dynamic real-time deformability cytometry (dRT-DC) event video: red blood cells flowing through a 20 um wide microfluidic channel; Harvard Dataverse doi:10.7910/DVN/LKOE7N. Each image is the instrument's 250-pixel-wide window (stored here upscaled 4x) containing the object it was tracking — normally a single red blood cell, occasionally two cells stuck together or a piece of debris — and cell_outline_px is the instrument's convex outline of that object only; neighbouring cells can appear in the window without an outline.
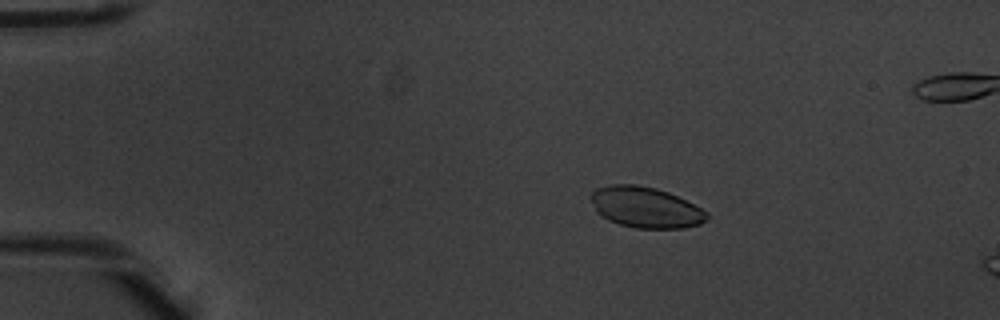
{"species": "common noctule bat (a hibernating species)", "species_latin": "Nyctalus noctula", "temperature_condition": "warm", "stored_images_in_passage": 5, "camera_frame_rate_fps": 3000, "um_per_image_px": 0.085, "animal": {"sex": "male", "body_mass_g": 20.1, "forearm_length_mm": 53.5}, "frame": {"image": 1, "passage_image": 3, "time_ms": 0.667, "image_size_px": [1000, 320], "cell_outline_px": [[708, 220], [700, 224], [684, 228], [636, 228], [620, 224], [608, 220], [600, 216], [596, 212], [588, 196], [596, 188], [612, 184], [636, 184], [656, 188], [668, 192], [708, 212]], "centroid_in_image_um": [54.83, 17.62], "position_along_channel_um": 30.2, "area_um2": 27.74}}